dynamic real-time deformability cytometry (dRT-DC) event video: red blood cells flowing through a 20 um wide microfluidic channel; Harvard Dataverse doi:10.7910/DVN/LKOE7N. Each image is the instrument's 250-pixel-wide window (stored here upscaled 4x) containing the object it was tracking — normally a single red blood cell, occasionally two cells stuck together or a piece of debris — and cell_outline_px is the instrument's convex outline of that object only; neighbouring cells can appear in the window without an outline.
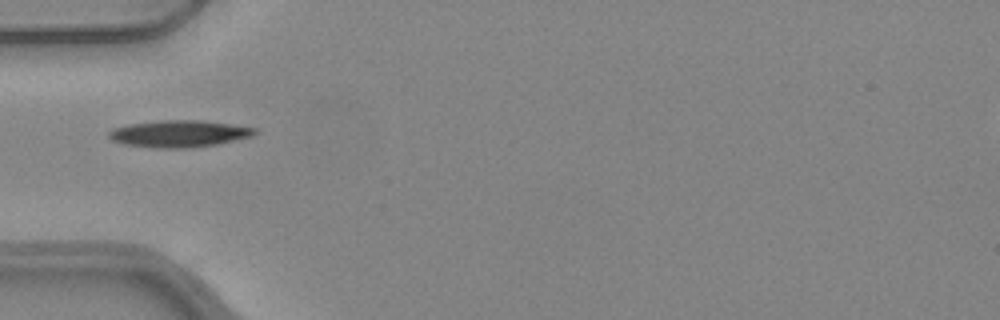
{"species": "common noctule bat (a hibernating species)", "species_latin": "Nyctalus noctula", "temperature_condition": "warm", "stored_images_in_passage": 18, "camera_frame_rate_fps": 3000, "um_per_image_px": 0.085, "animal": {"sex": "female", "body_mass_g": 24.6, "forearm_length_mm": 56.2}, "frame": {"image": 1, "passage_image": 1, "time_ms": 0.0, "image_size_px": [1000, 320], "cell_outline_px": [[256, 132], [252, 136], [216, 144], [188, 148], [156, 148], [124, 144], [112, 140], [108, 136], [108, 132], [112, 128], [128, 124], [160, 120], [204, 120], [256, 128]], "centroid_in_image_um": [15.18, 11.36], "position_along_channel_um": 69.8, "area_um2": 22.83}}
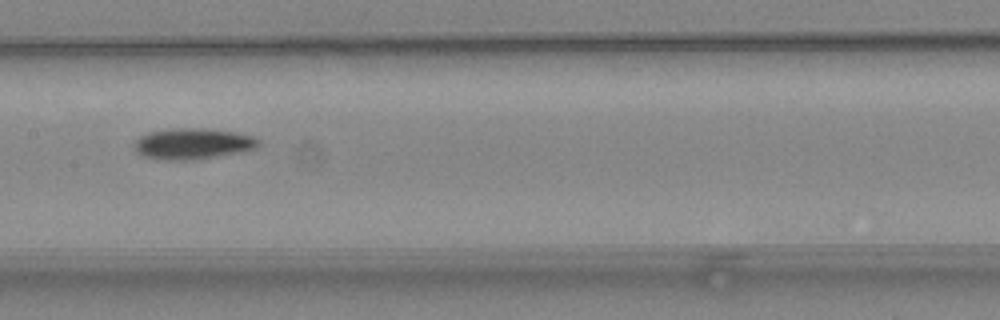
{"frame": {"image": 2, "passage_image": 10, "time_ms": 3.0, "image_size_px": [1000, 320], "cell_outline_px": [[260, 144], [256, 148], [240, 152], [196, 160], [160, 160], [144, 156], [136, 152], [136, 140], [140, 136], [148, 132], [172, 128], [208, 128], [236, 132], [252, 136], [260, 140]], "centroid_in_image_um": [16.41, 12.21], "position_along_channel_um": 191.0, "area_um2": 22.6}}
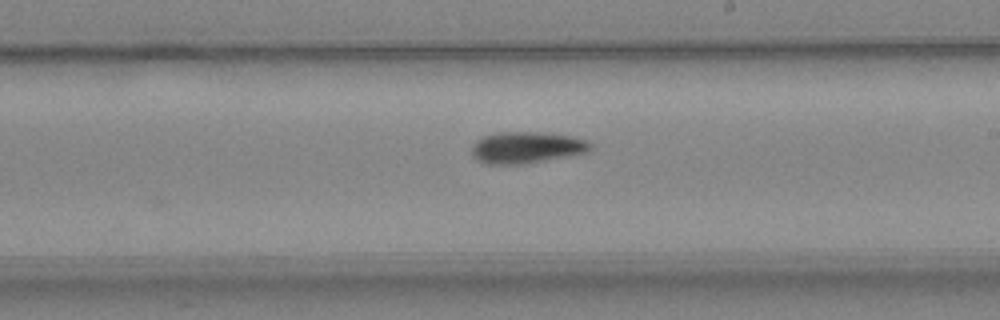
{"frame": {"image": 3, "passage_image": 14, "time_ms": 4.333, "image_size_px": [1000, 320], "cell_outline_px": [[592, 148], [588, 152], [568, 156], [524, 164], [488, 164], [476, 160], [472, 156], [472, 144], [476, 140], [484, 136], [496, 132], [540, 132], [572, 136], [588, 140], [592, 144]], "centroid_in_image_um": [44.75, 12.53], "position_along_channel_um": 244.2, "area_um2": 22.02}}